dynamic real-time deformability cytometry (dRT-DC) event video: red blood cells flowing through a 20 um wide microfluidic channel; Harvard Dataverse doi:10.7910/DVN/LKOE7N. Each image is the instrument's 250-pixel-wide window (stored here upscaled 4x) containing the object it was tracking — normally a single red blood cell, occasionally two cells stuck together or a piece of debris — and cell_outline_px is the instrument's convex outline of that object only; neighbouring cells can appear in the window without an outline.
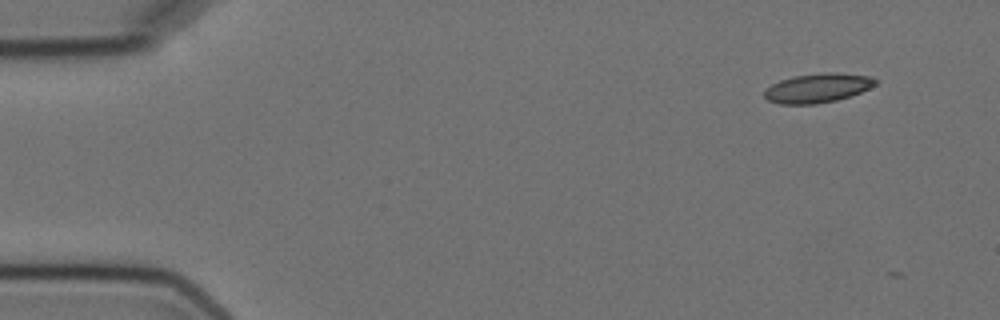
{"species": "Egyptian fruit bat (a non-hibernating species)", "species_latin": "Rousettus aegyptiacus", "temperature_condition": "cold", "stored_images_in_passage": 4, "camera_frame_rate_fps": 3000, "um_per_image_px": 0.085, "animal": {"sex": "female"}, "frame": {"image": 1, "passage_image": 1, "time_ms": 0.0, "image_size_px": [1000, 320], "cell_outline_px": [[876, 84], [860, 92], [836, 100], [816, 104], [780, 104], [768, 100], [764, 96], [764, 92], [772, 84], [780, 80], [796, 76], [824, 72], [836, 72], [872, 76], [876, 80]], "centroid_in_image_um": [69.5, 7.47], "position_along_channel_um": 15.5, "area_um2": 18.73}}
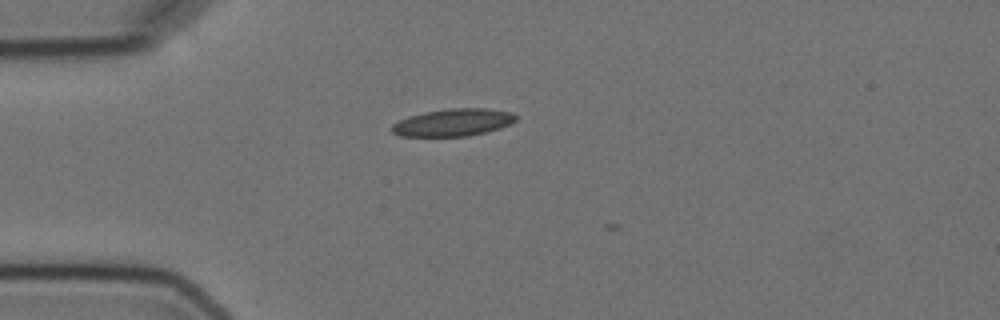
{"frame": {"image": 2, "passage_image": 3, "time_ms": 3.333, "image_size_px": [1000, 320], "cell_outline_px": [[516, 120], [500, 128], [468, 136], [400, 136], [392, 132], [392, 124], [408, 116], [424, 112], [452, 108], [488, 108], [512, 112], [516, 116]], "centroid_in_image_um": [38.51, 10.4], "position_along_channel_um": 46.5, "area_um2": 19.65}}